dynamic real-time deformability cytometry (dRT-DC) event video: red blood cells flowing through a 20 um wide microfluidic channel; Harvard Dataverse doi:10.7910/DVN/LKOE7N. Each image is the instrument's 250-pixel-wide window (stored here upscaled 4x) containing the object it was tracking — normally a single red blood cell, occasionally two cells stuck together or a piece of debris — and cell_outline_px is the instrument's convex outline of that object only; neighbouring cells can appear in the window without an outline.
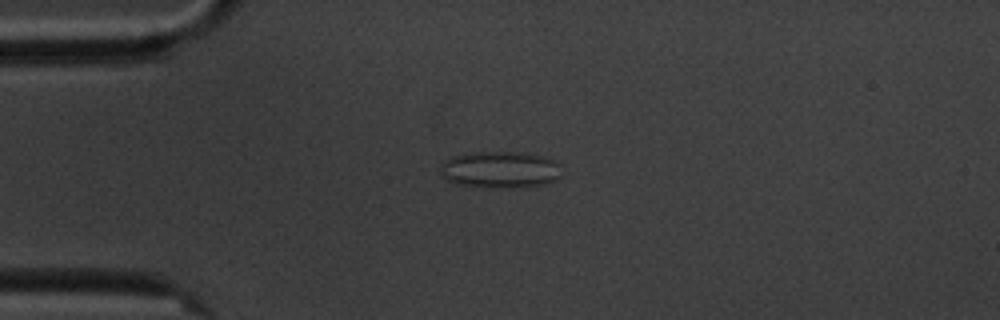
{"species": "common noctule bat (a hibernating species)", "species_latin": "Nyctalus noctula", "temperature_condition": "cold", "stored_images_in_passage": 7, "camera_frame_rate_fps": 3000, "um_per_image_px": 0.085, "animal": {"sex": "male", "body_mass_g": 20.1, "forearm_length_mm": 53.5}, "frame": {"image": 1, "passage_image": 4, "time_ms": 4.333, "image_size_px": [1000, 320], "cell_outline_px": [[560, 176], [556, 180], [544, 184], [512, 188], [456, 184], [440, 176], [440, 164], [444, 160], [452, 156], [476, 152], [516, 152], [540, 156], [552, 160], [560, 164]], "centroid_in_image_um": [42.47, 14.42], "position_along_channel_um": 42.5, "area_um2": 25.78}}
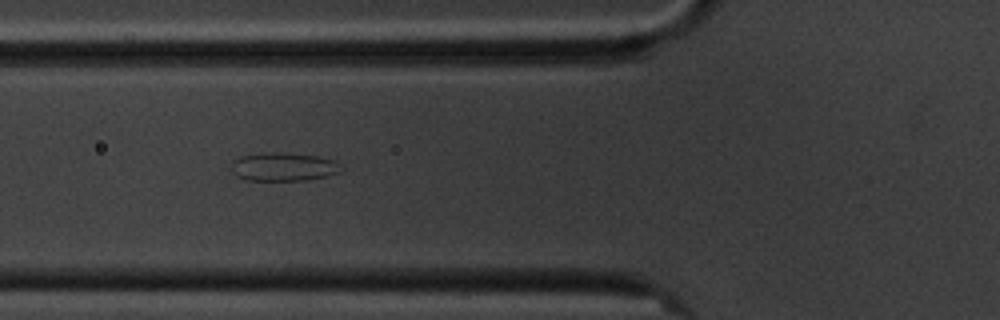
{"frame": {"image": 2, "passage_image": 6, "time_ms": 6.667, "image_size_px": [1000, 320], "cell_outline_px": [[344, 168], [340, 172], [324, 176], [304, 180], [244, 180], [236, 176], [232, 172], [232, 160], [240, 156], [260, 152], [276, 152], [316, 156], [336, 160]], "centroid_in_image_um": [24.07, 14.17], "position_along_channel_um": 101.7, "area_um2": 18.32}}
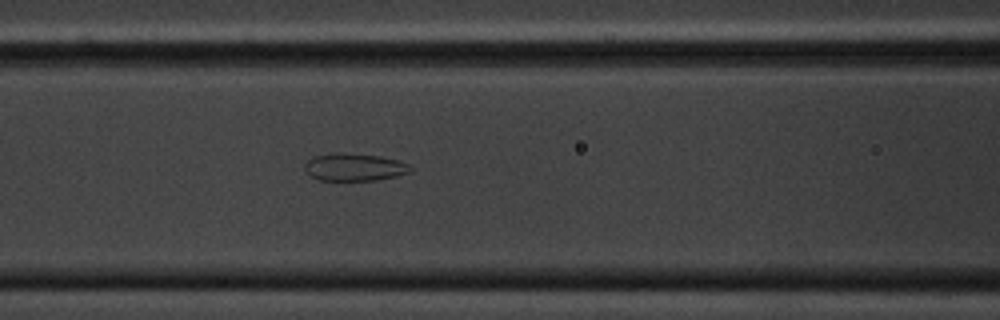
{"frame": {"image": 3, "passage_image": 7, "time_ms": 7.667, "image_size_px": [1000, 320], "cell_outline_px": [[412, 172], [396, 176], [376, 180], [320, 180], [312, 176], [304, 168], [304, 164], [308, 160], [316, 156], [332, 152], [344, 152], [380, 156], [396, 160], [408, 164], [412, 168]], "centroid_in_image_um": [30.13, 14.19], "position_along_channel_um": 136.5, "area_um2": 16.94}}